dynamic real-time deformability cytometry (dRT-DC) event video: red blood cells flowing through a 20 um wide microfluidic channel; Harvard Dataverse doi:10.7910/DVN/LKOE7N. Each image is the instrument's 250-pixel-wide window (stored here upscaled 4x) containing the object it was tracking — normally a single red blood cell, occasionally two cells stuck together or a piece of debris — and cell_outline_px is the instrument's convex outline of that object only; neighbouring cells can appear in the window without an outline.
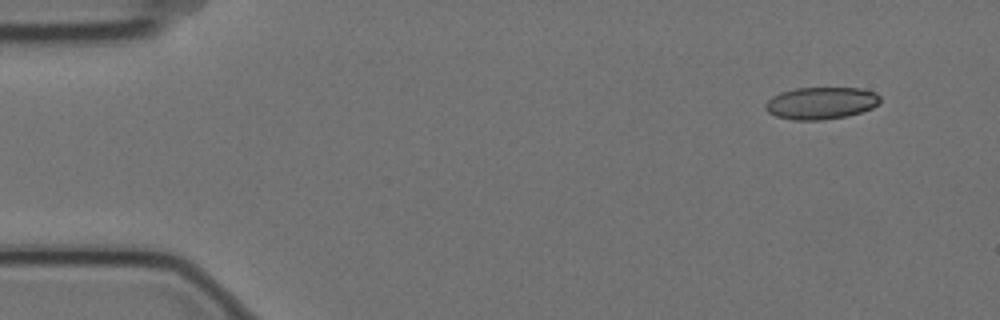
{"species": "Egyptian fruit bat (a non-hibernating species)", "species_latin": "Rousettus aegyptiacus", "temperature_condition": "cold", "stored_images_in_passage": 7, "segment_of_instrument_passage": [2, 2], "camera_frame_rate_fps": 3000, "um_per_image_px": 0.085, "animal": {"sex": "female"}, "frame": {"image": 1, "passage_image": 7, "time_ms": 2.0, "image_size_px": [1000, 320], "cell_outline_px": [[880, 104], [872, 108], [848, 116], [820, 120], [792, 120], [776, 116], [768, 112], [764, 108], [764, 104], [772, 96], [780, 92], [796, 88], [860, 88], [876, 92], [880, 96]], "centroid_in_image_um": [69.79, 8.76], "position_along_channel_um": 15.2, "area_um2": 21.68}}